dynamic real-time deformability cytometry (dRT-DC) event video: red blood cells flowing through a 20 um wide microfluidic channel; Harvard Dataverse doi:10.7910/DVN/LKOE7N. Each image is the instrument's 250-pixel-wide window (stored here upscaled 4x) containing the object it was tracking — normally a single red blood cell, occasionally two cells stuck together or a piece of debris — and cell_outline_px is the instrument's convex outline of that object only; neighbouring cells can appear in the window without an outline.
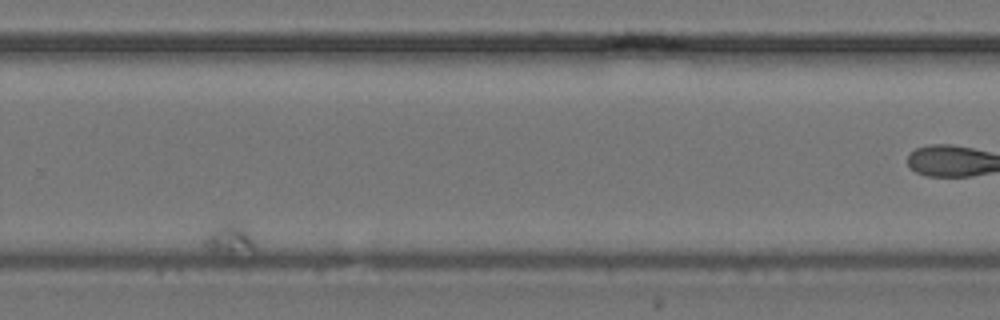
{"species": "common noctule bat (a hibernating species)", "species_latin": "Nyctalus noctula", "temperature_condition": "cold", "stored_images_in_passage": 20, "camera_frame_rate_fps": 3000, "um_per_image_px": 0.085, "animal": {"sex": "female", "body_mass_g": 24.6, "forearm_length_mm": 56.2}, "frame": {"image": 1, "passage_image": 15, "time_ms": 17.333, "image_size_px": [1000, 320], "cell_outline_px": [[256, 248], [232, 260], [228, 260], [212, 252], [204, 244], [204, 236], [212, 228], [224, 220], [240, 224], [252, 236], [256, 244]], "centroid_in_image_um": [19.49, 20.43], "position_along_channel_um": 310.3, "area_um2": 10.12}}
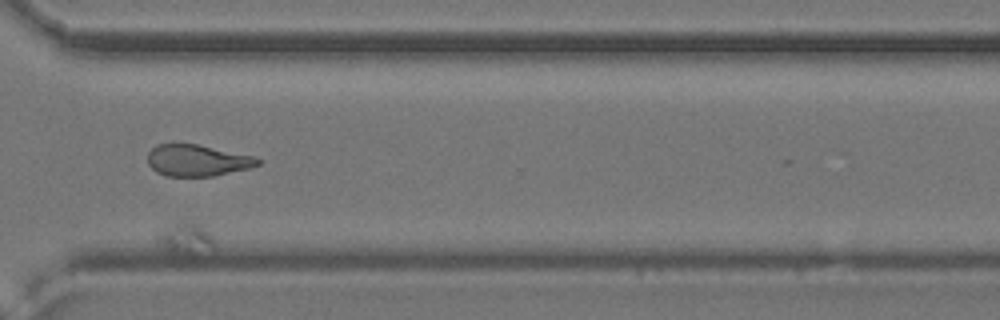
{"frame": {"image": 2, "passage_image": 17, "time_ms": 20.0, "image_size_px": [1000, 320], "cell_outline_px": [[216, 244], [212, 252], [192, 256], [188, 256], [172, 252], [156, 244], [156, 240], [164, 228], [176, 220], [184, 220], [200, 224], [208, 232]], "centroid_in_image_um": [15.82, 20.3], "position_along_channel_um": 354.8, "area_um2": 11.04}}